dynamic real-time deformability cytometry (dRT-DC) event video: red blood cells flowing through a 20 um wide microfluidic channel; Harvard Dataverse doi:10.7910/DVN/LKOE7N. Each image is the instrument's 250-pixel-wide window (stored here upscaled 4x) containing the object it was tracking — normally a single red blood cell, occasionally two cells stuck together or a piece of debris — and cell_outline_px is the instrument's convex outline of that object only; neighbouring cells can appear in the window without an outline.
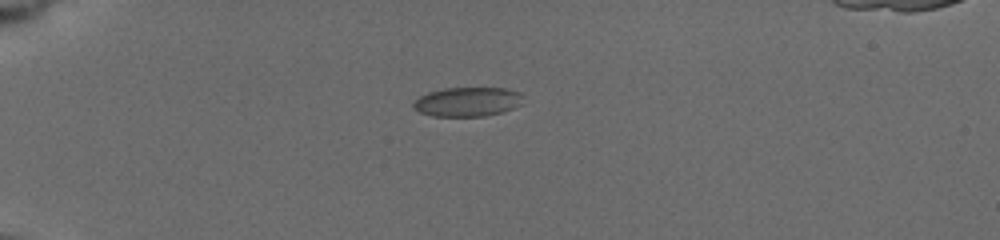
{"species": "common noctule bat (a hibernating species)", "species_latin": "Nyctalus noctula", "temperature_condition": "cold", "stored_images_in_passage": 10, "camera_frame_rate_fps": 3000, "um_per_image_px": 0.085, "animal": {"sex": "female", "body_mass_g": 19.5, "forearm_length_mm": 54.1}, "frame": {"image": 1, "passage_image": 1, "time_ms": 0.0, "image_size_px": [1000, 240], "cell_outline_px": [[524, 104], [500, 112], [484, 116], [432, 116], [420, 112], [412, 108], [412, 104], [420, 96], [428, 92], [444, 88], [504, 88], [520, 92], [524, 96]], "centroid_in_image_um": [39.76, 8.65], "position_along_channel_um": 45.2, "area_um2": 18.84}}
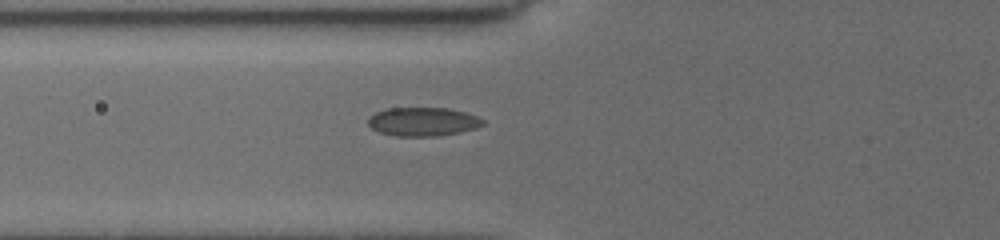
{"frame": {"image": 2, "passage_image": 7, "time_ms": 2.333, "image_size_px": [1000, 240], "cell_outline_px": [[484, 124], [476, 128], [460, 132], [436, 136], [396, 136], [380, 132], [372, 128], [368, 124], [368, 120], [376, 112], [388, 108], [448, 108], [464, 112], [476, 116], [484, 120]], "centroid_in_image_um": [35.96, 10.34], "position_along_channel_um": 89.8, "area_um2": 19.02}}
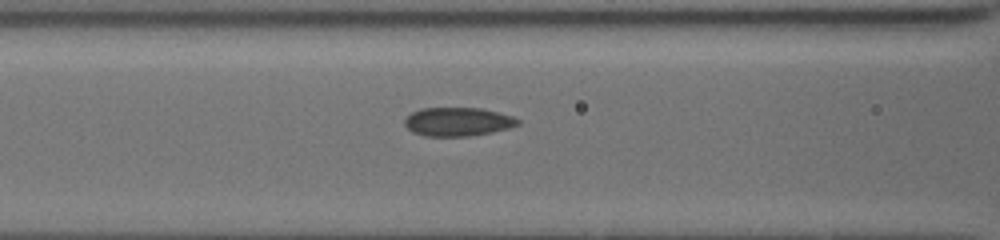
{"frame": {"image": 3, "passage_image": 9, "time_ms": 3.333, "image_size_px": [1000, 240], "cell_outline_px": [[520, 124], [508, 128], [492, 132], [468, 136], [424, 136], [412, 132], [404, 124], [404, 120], [412, 112], [420, 108], [480, 108], [512, 116], [520, 120]], "centroid_in_image_um": [38.89, 10.35], "position_along_channel_um": 127.7, "area_um2": 18.84}}